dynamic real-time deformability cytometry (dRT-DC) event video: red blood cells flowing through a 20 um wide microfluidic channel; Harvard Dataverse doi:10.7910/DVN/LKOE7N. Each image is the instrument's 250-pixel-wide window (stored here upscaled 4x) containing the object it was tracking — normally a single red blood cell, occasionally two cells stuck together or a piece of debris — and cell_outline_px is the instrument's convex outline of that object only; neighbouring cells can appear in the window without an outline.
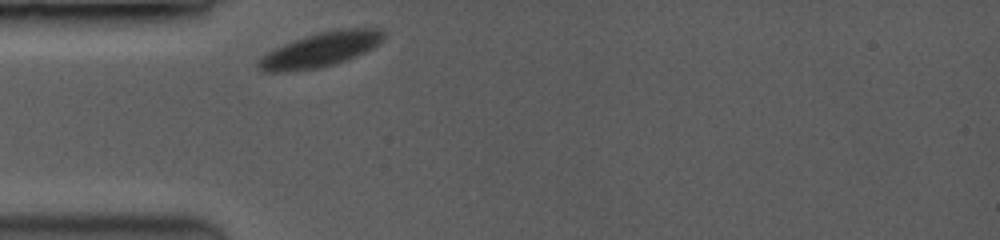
{"species": "common noctule bat (a hibernating species)", "species_latin": "Nyctalus noctula", "temperature_condition": "room temperature", "stored_images_in_passage": 1, "camera_frame_rate_fps": 3500, "um_per_image_px": 0.085, "animal": {"sex": "female", "body_mass_g": 19.0, "forearm_length_mm": 53.3}, "frame": {"image": 1, "passage_image": 1, "time_ms": 0.0, "image_size_px": [1000, 240], "cell_outline_px": [[388, 36], [380, 44], [364, 52], [336, 64], [316, 68], [276, 72], [264, 72], [256, 64], [272, 48], [304, 36], [320, 32], [344, 28], [384, 28]], "centroid_in_image_um": [27.33, 4.19], "position_along_channel_um": 57.7, "area_um2": 25.2}}